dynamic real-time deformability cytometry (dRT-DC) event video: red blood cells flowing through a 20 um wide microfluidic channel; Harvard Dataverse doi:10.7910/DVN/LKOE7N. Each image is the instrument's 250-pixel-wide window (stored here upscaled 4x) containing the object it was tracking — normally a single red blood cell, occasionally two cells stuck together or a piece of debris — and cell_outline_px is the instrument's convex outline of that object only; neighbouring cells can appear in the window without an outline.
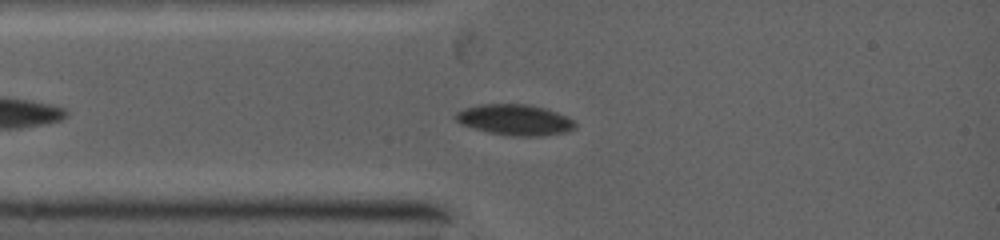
{"species": "common noctule bat (a hibernating species)", "species_latin": "Nyctalus noctula", "temperature_condition": "warm", "stored_images_in_passage": 7, "camera_frame_rate_fps": 5000, "um_per_image_px": 0.085, "animal": {"sex": "female", "body_mass_g": 19.0, "forearm_length_mm": 53.3}, "frame": {"image": 1, "passage_image": 5, "time_ms": 1.8, "image_size_px": [1000, 240], "cell_outline_px": [[576, 124], [572, 128], [564, 132], [540, 136], [512, 136], [492, 132], [476, 128], [464, 124], [456, 120], [452, 116], [456, 112], [464, 108], [484, 104], [524, 104], [544, 108], [564, 116], [572, 120]], "centroid_in_image_um": [43.72, 10.18], "position_along_channel_um": 41.3, "area_um2": 20.81}}
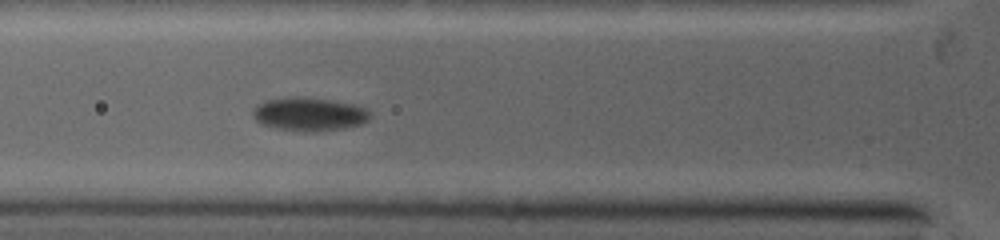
{"frame": {"image": 2, "passage_image": 7, "time_ms": 3.2, "image_size_px": [1000, 240], "cell_outline_px": [[368, 120], [360, 124], [340, 128], [280, 128], [264, 124], [256, 120], [252, 112], [260, 104], [268, 100], [324, 100], [352, 104], [364, 108], [368, 112]], "centroid_in_image_um": [26.31, 9.7], "position_along_channel_um": 99.5, "area_um2": 20.11}}